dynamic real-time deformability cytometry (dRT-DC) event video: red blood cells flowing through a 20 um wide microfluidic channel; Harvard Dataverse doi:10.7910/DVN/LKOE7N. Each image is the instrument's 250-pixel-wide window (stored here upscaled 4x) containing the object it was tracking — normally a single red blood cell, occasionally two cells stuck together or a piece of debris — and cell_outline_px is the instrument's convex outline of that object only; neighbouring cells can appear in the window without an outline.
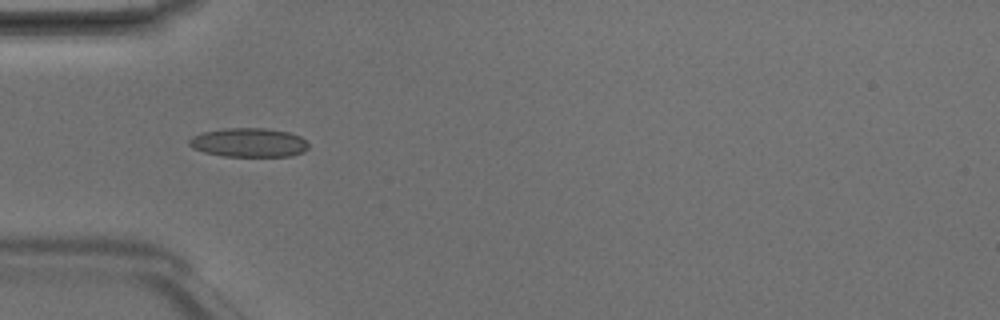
{"species": "Egyptian fruit bat (a non-hibernating species)", "species_latin": "Rousettus aegyptiacus", "temperature_condition": "room temperature", "stored_images_in_passage": 5, "camera_frame_rate_fps": 3000, "um_per_image_px": 0.085, "animal": {"sex": "male"}, "frame": {"image": 1, "passage_image": 4, "time_ms": 1.0, "image_size_px": [1000, 320], "cell_outline_px": [[308, 148], [304, 152], [292, 156], [224, 156], [204, 152], [192, 148], [188, 144], [188, 140], [192, 136], [200, 132], [224, 128], [264, 128], [288, 132], [300, 136], [308, 144]], "centroid_in_image_um": [21.12, 12.11], "position_along_channel_um": 63.9, "area_um2": 20.29}}